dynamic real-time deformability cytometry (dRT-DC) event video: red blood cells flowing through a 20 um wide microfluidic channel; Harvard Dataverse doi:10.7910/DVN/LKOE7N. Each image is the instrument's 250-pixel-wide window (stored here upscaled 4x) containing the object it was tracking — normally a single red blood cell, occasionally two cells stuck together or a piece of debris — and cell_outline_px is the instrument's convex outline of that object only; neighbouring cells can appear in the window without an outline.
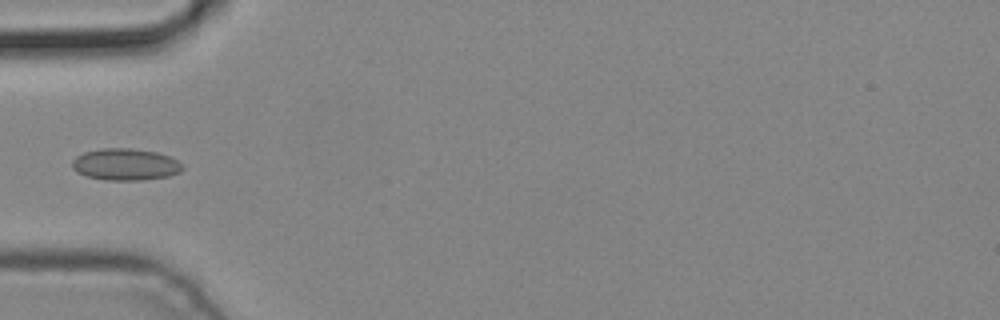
{"species": "common noctule bat (a hibernating species)", "species_latin": "Nyctalus noctula", "temperature_condition": "cold", "stored_images_in_passage": 6, "camera_frame_rate_fps": 3000, "um_per_image_px": 0.085, "animal": {"sex": "male", "body_mass_g": 19.2, "forearm_length_mm": 51.8}, "frame": {"image": 1, "passage_image": 4, "time_ms": 1.0, "image_size_px": [1000, 320], "cell_outline_px": [[184, 168], [180, 172], [168, 176], [144, 180], [104, 180], [88, 176], [76, 172], [72, 168], [72, 160], [76, 156], [84, 152], [100, 148], [132, 148], [156, 152], [168, 156], [184, 164]], "centroid_in_image_um": [10.65, 13.97], "position_along_channel_um": 74.3, "area_um2": 20.58}}
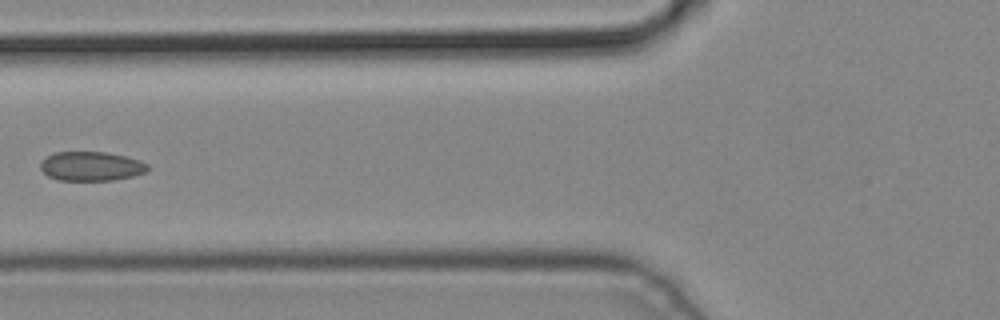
{"frame": {"image": 2, "passage_image": 5, "time_ms": 1.333, "image_size_px": [1000, 320], "cell_outline_px": [[148, 168], [144, 172], [132, 176], [112, 180], [60, 180], [48, 176], [40, 168], [40, 164], [44, 156], [56, 152], [108, 152], [140, 160], [148, 164]], "centroid_in_image_um": [7.72, 14.12], "position_along_channel_um": 118.1, "area_um2": 18.21}}
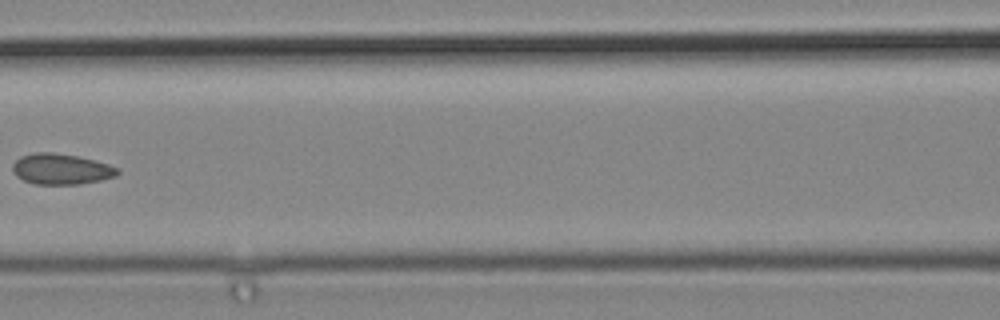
{"frame": {"image": 3, "passage_image": 6, "time_ms": 1.667, "image_size_px": [1000, 320], "cell_outline_px": [[120, 172], [116, 176], [100, 180], [80, 184], [36, 184], [24, 180], [16, 176], [12, 168], [12, 164], [20, 156], [36, 152], [52, 152], [76, 156], [108, 164], [120, 168]], "centroid_in_image_um": [5.2, 14.37], "position_along_channel_um": 161.4, "area_um2": 18.73}}